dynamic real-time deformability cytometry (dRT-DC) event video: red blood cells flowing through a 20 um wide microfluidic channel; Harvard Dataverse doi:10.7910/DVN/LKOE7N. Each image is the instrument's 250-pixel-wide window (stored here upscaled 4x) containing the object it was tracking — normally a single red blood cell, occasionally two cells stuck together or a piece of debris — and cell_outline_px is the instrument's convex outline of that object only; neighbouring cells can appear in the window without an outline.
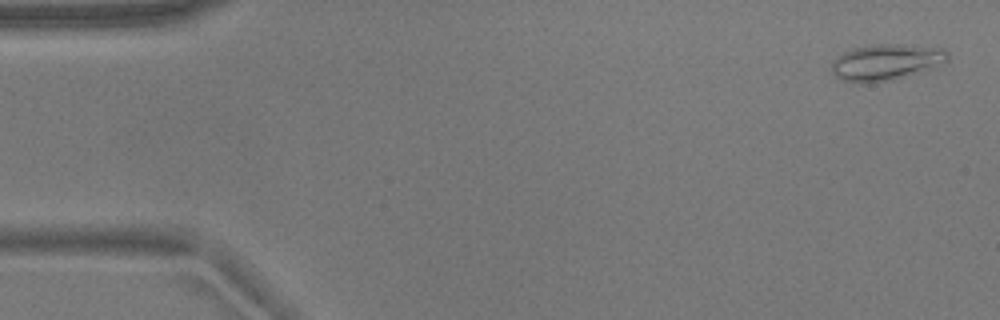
{"species": "common noctule bat (a hibernating species)", "species_latin": "Nyctalus noctula", "temperature_condition": "warm", "stored_images_in_passage": 53, "camera_frame_rate_fps": 3000, "um_per_image_px": 0.085, "animal": {"sex": "male", "body_mass_g": 17.9}, "frame": {"image": 1, "passage_image": 2, "time_ms": 0.333, "image_size_px": [1000, 320], "cell_outline_px": [[948, 64], [888, 80], [860, 84], [844, 80], [836, 76], [832, 72], [832, 60], [844, 52], [852, 48], [880, 44], [904, 44], [944, 48], [948, 52]], "centroid_in_image_um": [75.36, 5.27], "position_along_channel_um": 9.6, "area_um2": 24.51}}
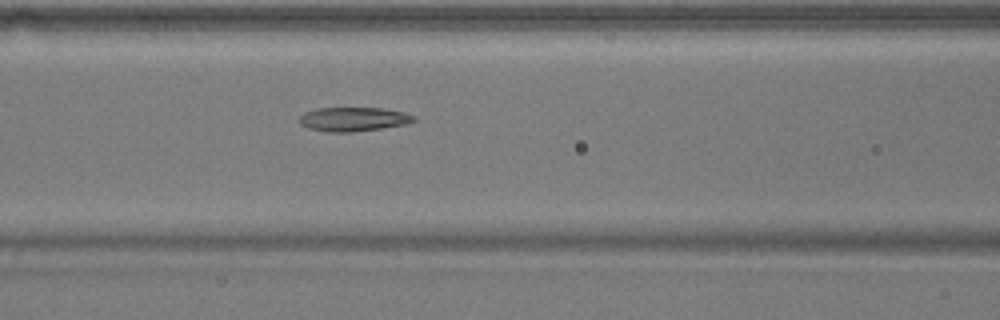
{"frame": {"image": 2, "passage_image": 22, "time_ms": 7.0, "image_size_px": [1000, 320], "cell_outline_px": [[416, 120], [404, 124], [380, 128], [352, 132], [328, 132], [308, 128], [300, 124], [300, 116], [304, 112], [316, 108], [384, 108], [404, 112], [416, 116]], "centroid_in_image_um": [30.03, 10.12], "position_along_channel_um": 136.6, "area_um2": 16.01}}
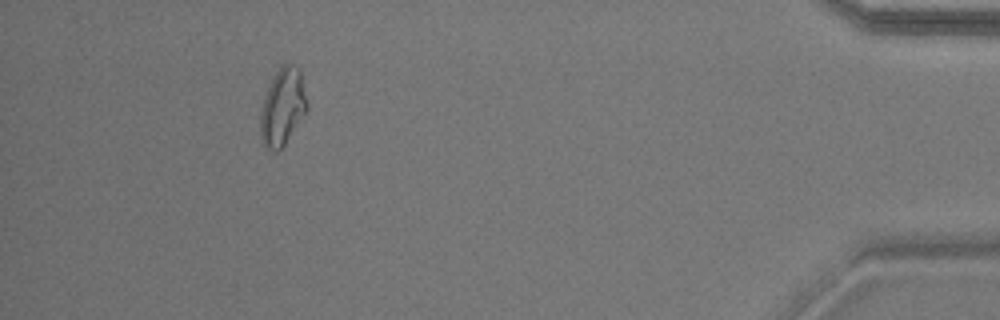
{"frame": {"image": 3, "passage_image": 49, "time_ms": 16.0, "image_size_px": [1000, 320], "cell_outline_px": [[308, 108], [284, 144], [276, 152], [268, 148], [260, 140], [260, 112], [264, 96], [268, 84], [276, 72], [284, 64], [288, 64], [300, 68], [308, 104]], "centroid_in_image_um": [24.0, 9.07], "position_along_channel_um": 411.2, "area_um2": 20.81}, "authors_computed_cell_mechanics": {"area_um2": 17.9758, "velocity_mm_per_s": 3.7415, "shape_relaxation_time_tau1_ms": null, "shape_relaxation_time_tau2_ms": 3.5481, "deformation_change_tau1": null, "deformation_change_tau2": 0.1097}}